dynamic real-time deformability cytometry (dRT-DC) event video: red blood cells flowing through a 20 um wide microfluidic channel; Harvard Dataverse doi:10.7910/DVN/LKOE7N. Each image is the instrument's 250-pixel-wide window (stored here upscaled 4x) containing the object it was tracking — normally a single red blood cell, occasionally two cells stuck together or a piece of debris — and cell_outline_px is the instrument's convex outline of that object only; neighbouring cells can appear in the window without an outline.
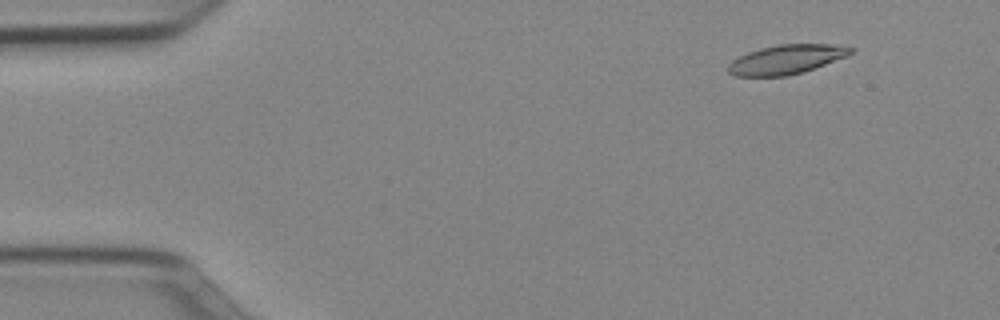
{"species": "Egyptian fruit bat (a non-hibernating species)", "species_latin": "Rousettus aegyptiacus", "temperature_condition": "cold", "stored_images_in_passage": 51, "camera_frame_rate_fps": 3000, "um_per_image_px": 0.085, "animal": {"sex": "female"}, "frame": {"image": 1, "passage_image": 5, "time_ms": 1.333, "image_size_px": [1000, 320], "cell_outline_px": [[852, 52], [848, 56], [804, 72], [788, 76], [736, 76], [728, 72], [728, 64], [732, 60], [748, 52], [760, 48], [780, 44], [828, 44], [852, 48]], "centroid_in_image_um": [66.82, 5.06], "position_along_channel_um": 18.2, "area_um2": 20.81}}
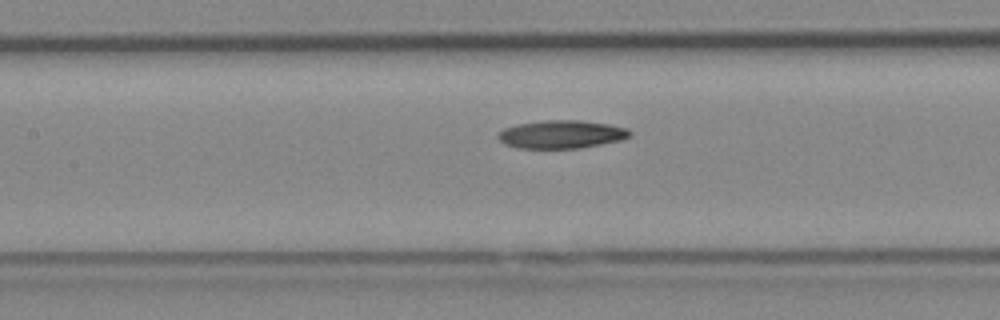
{"frame": {"image": 2, "passage_image": 23, "time_ms": 7.333, "image_size_px": [1000, 320], "cell_outline_px": [[632, 136], [620, 140], [580, 148], [516, 148], [504, 144], [496, 136], [504, 128], [516, 124], [544, 120], [580, 120], [608, 124], [628, 128], [632, 132]], "centroid_in_image_um": [47.72, 11.41], "position_along_channel_um": 159.7, "area_um2": 21.68}}
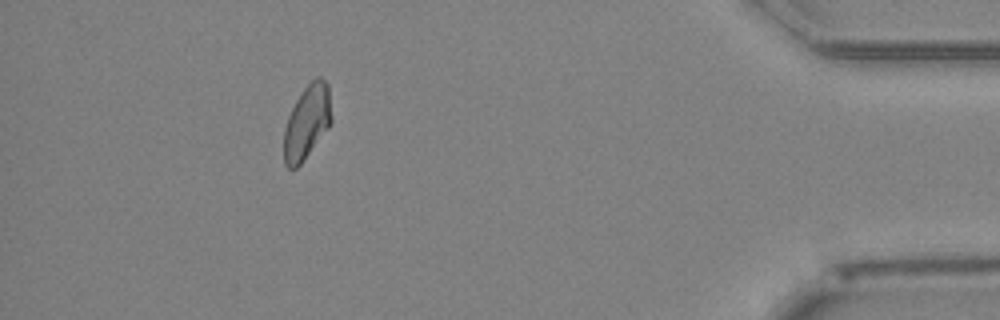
{"frame": {"image": 3, "passage_image": 46, "time_ms": 15.0, "image_size_px": [1000, 320], "cell_outline_px": [[332, 120], [328, 128], [300, 164], [296, 168], [288, 168], [284, 164], [284, 128], [288, 116], [296, 100], [304, 88], [316, 76], [320, 76], [328, 84], [332, 116]], "centroid_in_image_um": [26.09, 10.36], "position_along_channel_um": 409.1, "area_um2": 20.4}}